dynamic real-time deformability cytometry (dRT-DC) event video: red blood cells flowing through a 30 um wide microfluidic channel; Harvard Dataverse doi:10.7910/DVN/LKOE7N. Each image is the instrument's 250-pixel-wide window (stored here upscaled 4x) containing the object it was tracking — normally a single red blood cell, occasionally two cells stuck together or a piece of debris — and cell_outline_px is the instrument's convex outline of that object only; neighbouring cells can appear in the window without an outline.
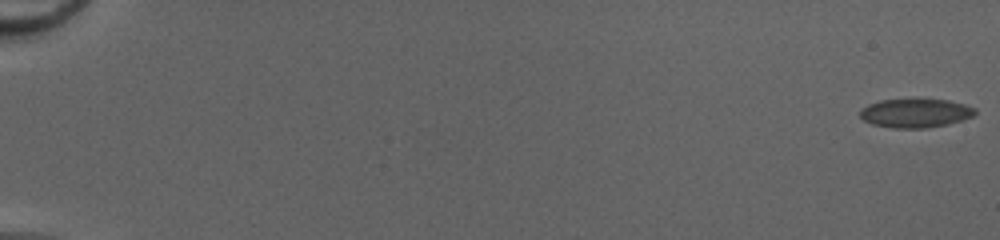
{"species": "common noctule bat (a hibernating species)", "species_latin": "Nyctalus noctula", "temperature_condition": "cold", "stored_images_in_passage": 54, "camera_frame_rate_fps": 3000, "um_per_image_px": 0.085, "animal": {"sex": "female", "body_mass_g": 20.0, "forearm_length_mm": 54.0}, "frame": {"image": 1, "passage_image": 1, "time_ms": 0.0, "image_size_px": [1000, 240], "cell_outline_px": [[976, 112], [972, 116], [960, 120], [944, 124], [924, 128], [896, 128], [872, 124], [864, 120], [860, 116], [860, 112], [868, 104], [880, 100], [948, 100], [972, 108]], "centroid_in_image_um": [77.74, 9.62], "position_along_channel_um": 7.3, "area_um2": 18.61}}
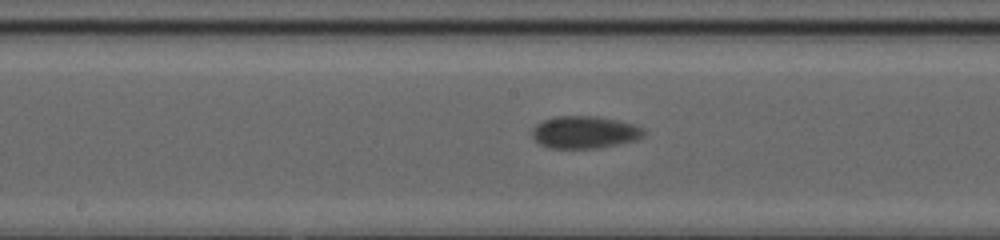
{"frame": {"image": 2, "passage_image": 31, "time_ms": 10.0, "image_size_px": [1000, 240], "cell_outline_px": [[644, 136], [632, 140], [616, 144], [596, 148], [548, 148], [540, 144], [532, 136], [532, 132], [536, 124], [544, 120], [556, 116], [592, 116], [616, 120], [632, 124], [640, 128], [644, 132]], "centroid_in_image_um": [49.63, 11.24], "position_along_channel_um": 198.6, "area_um2": 20.58}}
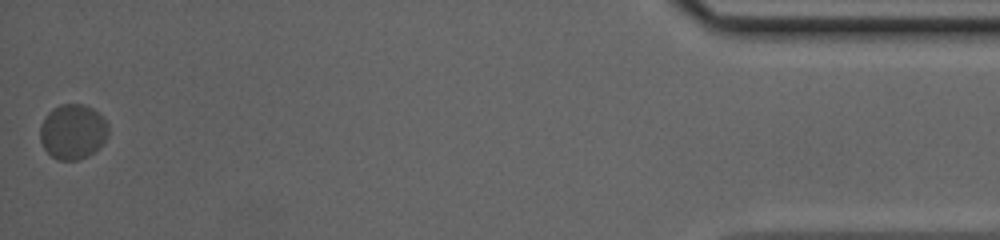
{"frame": {"image": 3, "passage_image": 54, "time_ms": 17.667, "image_size_px": [1000, 240], "cell_outline_px": [[108, 132], [104, 140], [88, 156], [76, 160], [60, 160], [52, 156], [44, 148], [40, 140], [40, 128], [48, 112], [52, 108], [60, 104], [80, 104], [92, 108], [108, 124]], "centroid_in_image_um": [6.16, 11.18], "position_along_channel_um": 429.0, "area_um2": 21.44}, "authors_computed_cell_mechanics": {"area_um2": 19.4497, "velocity_mm_per_s": 4.0408, "shape_relaxation_time_tau1_ms": 3.0038, "shape_relaxation_time_tau2_ms": null, "deformation_change_tau1": 0.0739, "deformation_change_tau2": null}}